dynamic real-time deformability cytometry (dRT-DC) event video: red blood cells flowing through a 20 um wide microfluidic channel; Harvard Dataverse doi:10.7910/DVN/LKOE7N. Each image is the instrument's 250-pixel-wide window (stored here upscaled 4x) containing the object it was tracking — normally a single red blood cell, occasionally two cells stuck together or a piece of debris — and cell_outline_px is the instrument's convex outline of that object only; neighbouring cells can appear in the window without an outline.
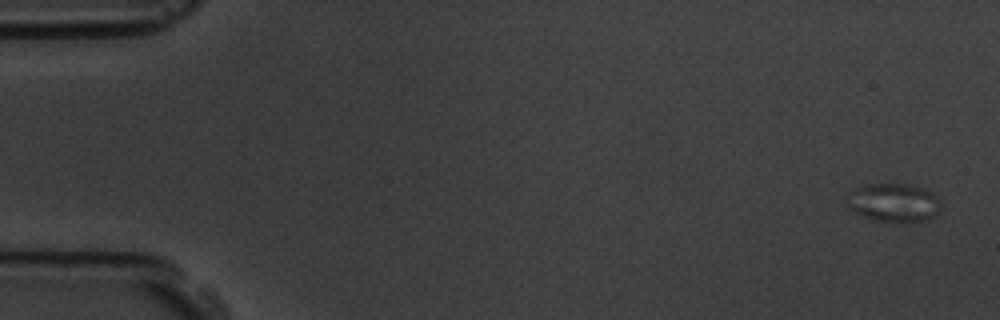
{"species": "common noctule bat (a hibernating species)", "species_latin": "Nyctalus noctula", "temperature_condition": "room temperature", "stored_images_in_passage": 4, "segment_of_instrument_passage": [1, 2], "camera_frame_rate_fps": 3000, "um_per_image_px": 0.085, "animal": {"sex": "male", "body_mass_g": 19.5, "forearm_length_mm": 54.6}, "frame": {"image": 1, "passage_image": 1, "time_ms": 0.0, "image_size_px": [1000, 320], "cell_outline_px": [[940, 212], [928, 220], [916, 224], [876, 220], [856, 212], [848, 204], [848, 192], [864, 184], [908, 184], [924, 188], [932, 192], [940, 204]], "centroid_in_image_um": [76.03, 17.24], "position_along_channel_um": 9.0, "area_um2": 21.21}}